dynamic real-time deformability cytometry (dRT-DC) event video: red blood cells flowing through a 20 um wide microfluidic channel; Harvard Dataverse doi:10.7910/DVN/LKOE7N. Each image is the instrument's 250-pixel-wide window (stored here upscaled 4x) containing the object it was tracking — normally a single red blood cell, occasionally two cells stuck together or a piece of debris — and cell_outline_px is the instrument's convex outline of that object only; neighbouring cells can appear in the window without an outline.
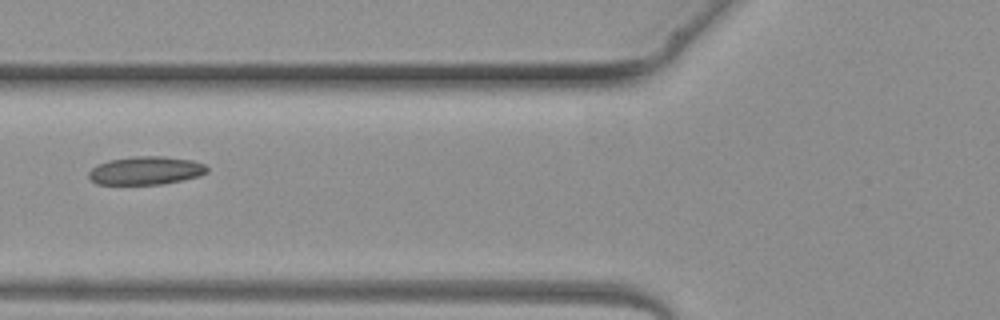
{"species": "common noctule bat (a hibernating species)", "species_latin": "Nyctalus noctula", "temperature_condition": "warm", "stored_images_in_passage": 4, "camera_frame_rate_fps": 3000, "um_per_image_px": 0.085, "animal": {"sex": "female", "body_mass_g": 19.3, "forearm_length_mm": 54.1}, "frame": {"image": 1, "passage_image": 4, "time_ms": 3.667, "image_size_px": [1000, 320], "cell_outline_px": [[208, 172], [200, 176], [164, 184], [96, 184], [88, 176], [88, 172], [92, 168], [108, 160], [132, 156], [164, 156], [192, 160], [204, 164], [208, 168]], "centroid_in_image_um": [12.42, 14.49], "position_along_channel_um": 113.4, "area_um2": 19.54}}